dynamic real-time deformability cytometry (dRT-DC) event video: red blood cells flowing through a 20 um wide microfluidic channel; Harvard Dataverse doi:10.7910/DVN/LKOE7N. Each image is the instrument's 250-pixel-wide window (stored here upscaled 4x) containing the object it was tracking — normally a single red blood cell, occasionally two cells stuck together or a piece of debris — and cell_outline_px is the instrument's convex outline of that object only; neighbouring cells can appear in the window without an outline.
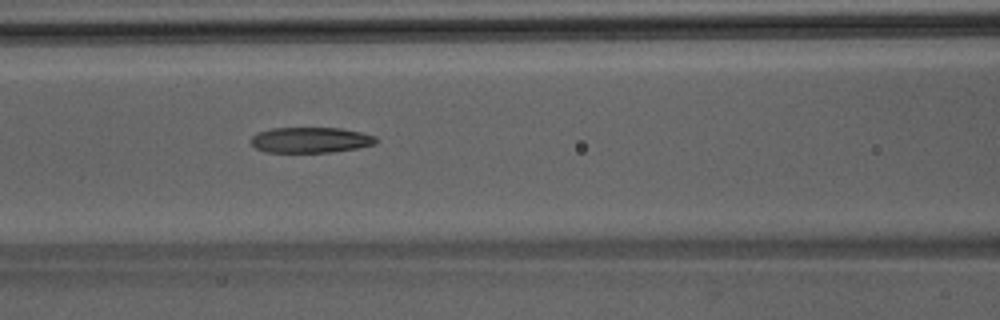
{"species": "Egyptian fruit bat (a non-hibernating species)", "species_latin": "Rousettus aegyptiacus", "temperature_condition": "room temperature", "stored_images_in_passage": 33, "camera_frame_rate_fps": 3000, "um_per_image_px": 0.085, "animal": {"sex": "male"}, "frame": {"image": 1, "passage_image": 6, "time_ms": 1.667, "image_size_px": [1000, 320], "cell_outline_px": [[380, 140], [376, 144], [356, 148], [332, 152], [264, 152], [256, 148], [252, 144], [252, 136], [256, 132], [272, 128], [340, 128], [360, 132], [376, 136]], "centroid_in_image_um": [26.42, 11.9], "position_along_channel_um": 140.2, "area_um2": 18.73}}
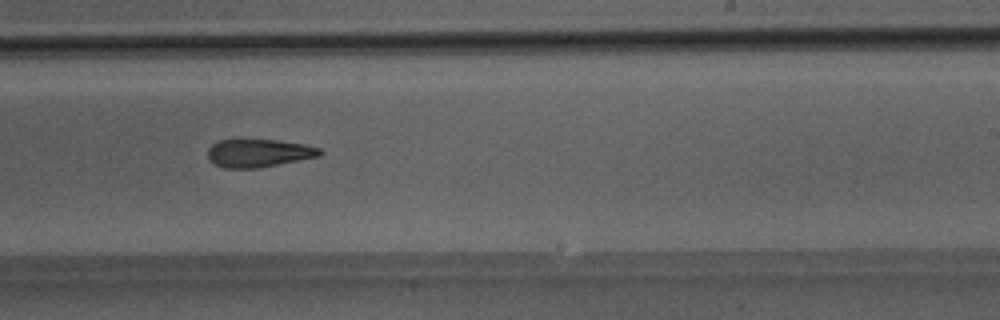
{"frame": {"image": 2, "passage_image": 15, "time_ms": 4.667, "image_size_px": [1000, 320], "cell_outline_px": [[324, 152], [320, 156], [260, 168], [224, 168], [208, 160], [208, 148], [212, 144], [220, 140], [236, 136], [244, 136], [276, 140], [304, 144], [320, 148]], "centroid_in_image_um": [21.94, 12.96], "position_along_channel_um": 267.1, "area_um2": 19.25}}
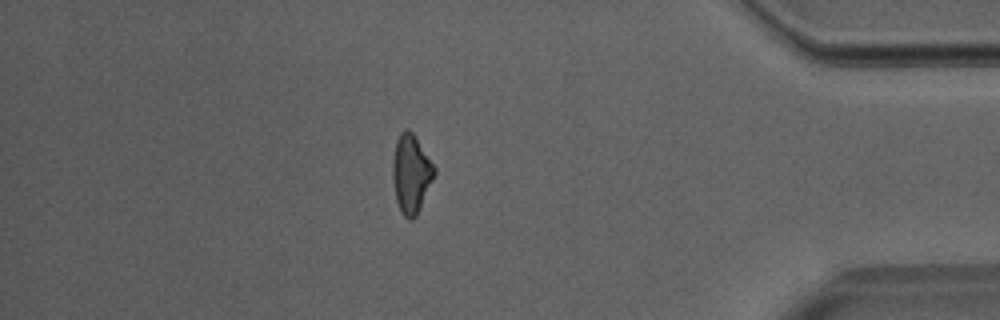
{"frame": {"image": 3, "passage_image": 27, "time_ms": 8.667, "image_size_px": [1000, 320], "cell_outline_px": [[436, 172], [416, 216], [412, 220], [408, 220], [400, 212], [396, 200], [392, 176], [392, 160], [396, 140], [400, 132], [404, 128], [408, 128], [412, 132], [436, 168]], "centroid_in_image_um": [34.92, 14.76], "position_along_channel_um": 400.3, "area_um2": 19.07}}